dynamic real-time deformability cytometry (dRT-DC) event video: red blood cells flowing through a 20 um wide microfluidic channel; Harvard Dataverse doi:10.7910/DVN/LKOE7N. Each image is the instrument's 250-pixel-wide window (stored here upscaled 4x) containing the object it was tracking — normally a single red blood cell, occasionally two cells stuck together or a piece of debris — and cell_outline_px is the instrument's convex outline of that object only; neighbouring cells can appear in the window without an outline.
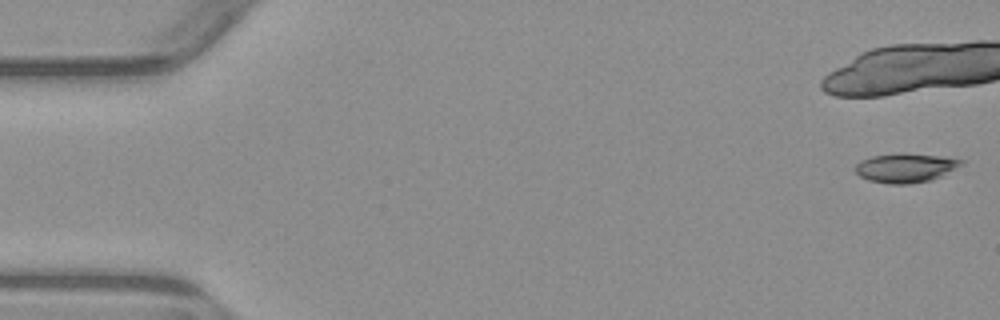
{"species": "common noctule bat (a hibernating species)", "species_latin": "Nyctalus noctula", "temperature_condition": "warm", "stored_images_in_passage": 9, "camera_frame_rate_fps": 3000, "um_per_image_px": 0.085, "animal": {"sex": "male", "body_mass_g": 23.1, "forearm_length_mm": 52.7}, "frame": {"image": 1, "passage_image": 1, "time_ms": 0.0, "image_size_px": [1000, 320], "cell_outline_px": [[964, 164], [932, 180], [908, 184], [888, 184], [868, 180], [860, 176], [856, 172], [856, 164], [860, 160], [872, 156], [900, 152], [940, 156], [964, 160]], "centroid_in_image_um": [76.96, 14.26], "position_along_channel_um": 8.0, "area_um2": 18.09}}
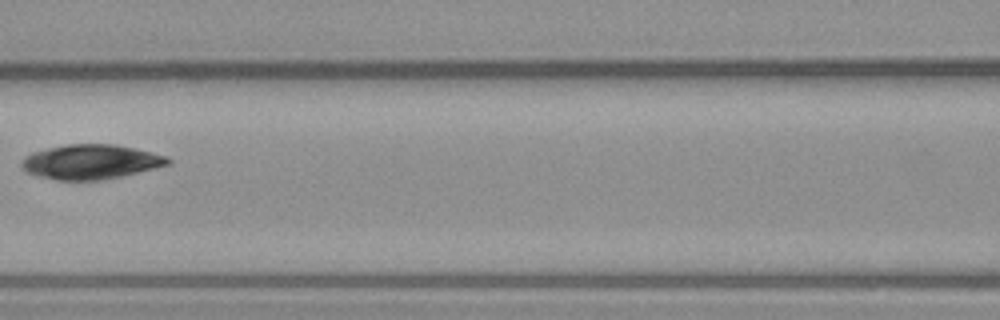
{"frame": {"image": 2, "passage_image": 8, "time_ms": 8.667, "image_size_px": [1000, 320], "cell_outline_px": [[172, 160], [168, 164], [120, 176], [100, 180], [56, 180], [36, 176], [24, 172], [20, 164], [20, 160], [24, 156], [32, 152], [48, 148], [68, 144], [116, 144], [152, 152], [168, 156]], "centroid_in_image_um": [7.64, 13.75], "position_along_channel_um": 159.0, "area_um2": 29.54}}
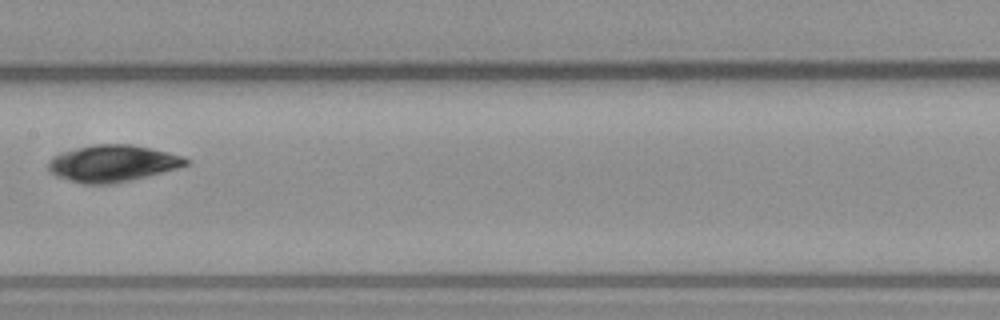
{"frame": {"image": 3, "passage_image": 9, "time_ms": 9.667, "image_size_px": [1000, 320], "cell_outline_px": [[188, 164], [176, 168], [112, 184], [84, 184], [56, 176], [48, 168], [48, 160], [52, 156], [60, 152], [76, 148], [96, 144], [132, 144], [168, 152], [184, 156], [188, 160]], "centroid_in_image_um": [9.53, 13.87], "position_along_channel_um": 197.9, "area_um2": 29.13}}